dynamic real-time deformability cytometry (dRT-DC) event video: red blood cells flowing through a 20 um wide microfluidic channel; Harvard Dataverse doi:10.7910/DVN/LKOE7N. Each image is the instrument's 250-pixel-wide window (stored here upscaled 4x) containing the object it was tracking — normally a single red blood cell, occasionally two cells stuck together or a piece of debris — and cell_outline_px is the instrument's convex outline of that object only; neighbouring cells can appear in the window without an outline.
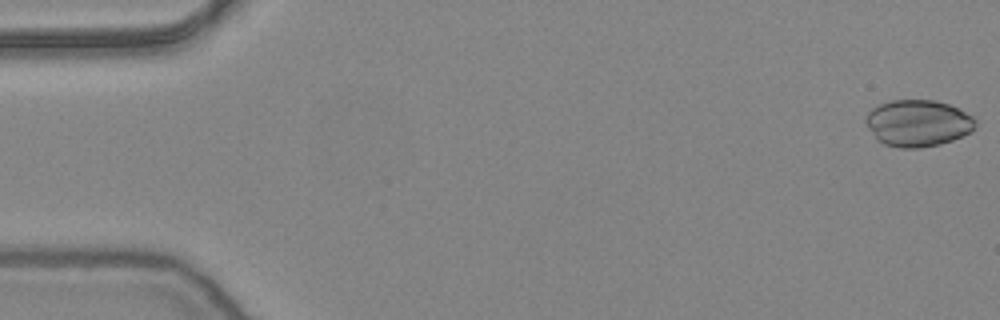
{"species": "common noctule bat (a hibernating species)", "species_latin": "Nyctalus noctula", "temperature_condition": "warm", "stored_images_in_passage": 26, "camera_frame_rate_fps": 3000, "um_per_image_px": 0.085, "animal": {"sex": "female", "body_mass_g": 24.6, "forearm_length_mm": 56.2}, "frame": {"image": 1, "passage_image": 1, "time_ms": 0.0, "image_size_px": [1000, 320], "cell_outline_px": [[976, 128], [952, 140], [940, 144], [920, 148], [900, 148], [884, 144], [876, 140], [868, 128], [864, 120], [868, 112], [872, 108], [880, 104], [892, 100], [932, 100], [948, 104], [972, 116], [976, 120]], "centroid_in_image_um": [77.98, 10.47], "position_along_channel_um": 7.0, "area_um2": 29.77}}
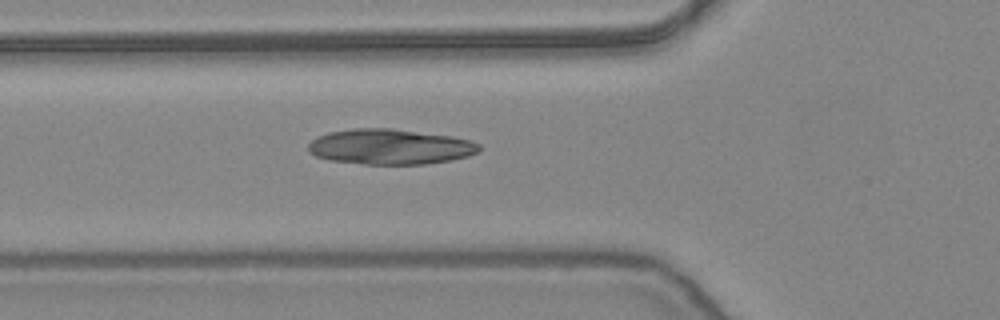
{"frame": {"image": 2, "passage_image": 19, "time_ms": 6.0, "image_size_px": [1000, 320], "cell_outline_px": [[480, 152], [468, 156], [448, 160], [424, 164], [364, 164], [328, 160], [316, 156], [308, 152], [308, 144], [316, 136], [328, 132], [352, 128], [392, 128], [452, 136], [472, 140], [480, 144]], "centroid_in_image_um": [33.14, 12.46], "position_along_channel_um": 92.7, "area_um2": 35.49}}
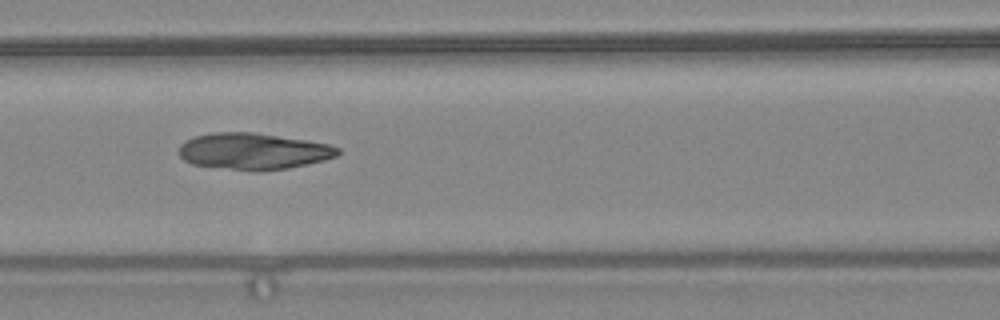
{"frame": {"image": 3, "passage_image": 23, "time_ms": 7.333, "image_size_px": [1000, 320], "cell_outline_px": [[340, 152], [336, 156], [324, 160], [288, 168], [260, 172], [256, 172], [192, 164], [184, 160], [180, 156], [180, 144], [196, 136], [216, 132], [252, 132], [304, 140], [328, 144], [340, 148]], "centroid_in_image_um": [21.54, 12.87], "position_along_channel_um": 145.1, "area_um2": 33.52}}